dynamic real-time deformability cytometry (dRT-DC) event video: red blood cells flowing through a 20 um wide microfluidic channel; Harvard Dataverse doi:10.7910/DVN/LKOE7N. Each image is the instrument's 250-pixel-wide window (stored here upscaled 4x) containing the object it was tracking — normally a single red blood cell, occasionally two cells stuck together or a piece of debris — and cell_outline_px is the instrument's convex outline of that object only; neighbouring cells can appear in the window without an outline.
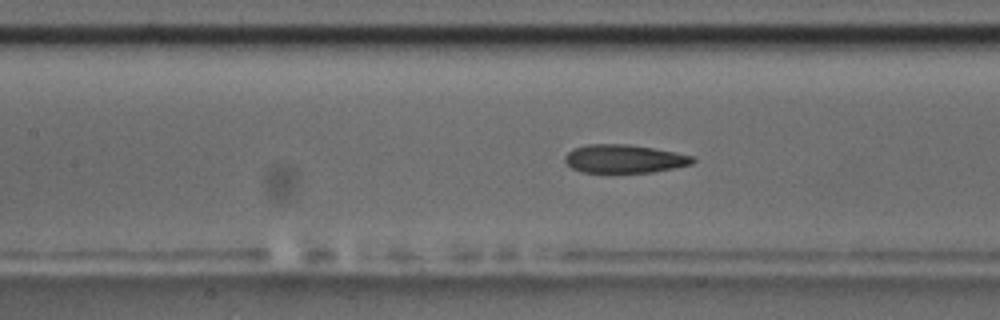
{"species": "common noctule bat (a hibernating species)", "species_latin": "Nyctalus noctula", "temperature_condition": "room temperature", "stored_images_in_passage": 54, "camera_frame_rate_fps": 3000, "um_per_image_px": 0.085, "animal": {"sex": "male", "body_mass_g": 17.5, "forearm_length_mm": 52.3}, "frame": {"image": 1, "passage_image": 24, "time_ms": 7.667, "image_size_px": [1000, 320], "cell_outline_px": [[696, 160], [692, 164], [652, 172], [580, 172], [572, 168], [564, 160], [564, 156], [568, 152], [576, 148], [588, 144], [628, 144], [676, 152], [692, 156]], "centroid_in_image_um": [53.05, 13.49], "position_along_channel_um": 154.3, "area_um2": 20.92}, "authors_computed_cell_mechanics": {"area_um2": 21.7328, "velocity_mm_per_s": 3.7568, "shape_relaxation_time_tau1_ms": 4.3488, "shape_relaxation_time_tau2_ms": 1.7583, "deformation_change_tau1": 0.1769, "deformation_change_tau2": 0.1009}}